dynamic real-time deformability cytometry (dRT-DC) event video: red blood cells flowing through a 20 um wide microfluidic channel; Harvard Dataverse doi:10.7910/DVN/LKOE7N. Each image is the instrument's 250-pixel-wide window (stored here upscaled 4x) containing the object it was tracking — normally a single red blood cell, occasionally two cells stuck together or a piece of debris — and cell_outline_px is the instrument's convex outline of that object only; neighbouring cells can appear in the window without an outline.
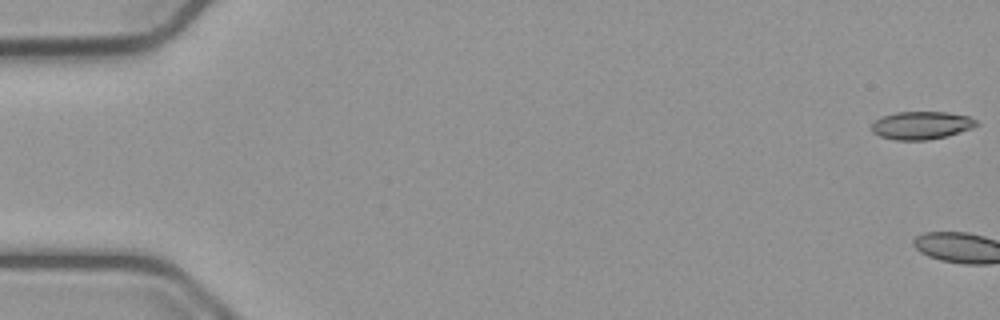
{"species": "common noctule bat (a hibernating species)", "species_latin": "Nyctalus noctula", "temperature_condition": "cold", "stored_images_in_passage": 4, "camera_frame_rate_fps": 3000, "um_per_image_px": 0.085, "animal": {"sex": "male", "body_mass_g": 23.1, "forearm_length_mm": 52.7}, "frame": {"image": 1, "passage_image": 1, "time_ms": 0.0, "image_size_px": [1000, 320], "cell_outline_px": [[980, 124], [972, 128], [948, 136], [928, 140], [896, 140], [880, 136], [872, 132], [872, 124], [876, 120], [884, 116], [896, 112], [948, 112], [968, 116], [976, 120]], "centroid_in_image_um": [78.35, 10.66], "position_along_channel_um": 6.6, "area_um2": 17.05}}